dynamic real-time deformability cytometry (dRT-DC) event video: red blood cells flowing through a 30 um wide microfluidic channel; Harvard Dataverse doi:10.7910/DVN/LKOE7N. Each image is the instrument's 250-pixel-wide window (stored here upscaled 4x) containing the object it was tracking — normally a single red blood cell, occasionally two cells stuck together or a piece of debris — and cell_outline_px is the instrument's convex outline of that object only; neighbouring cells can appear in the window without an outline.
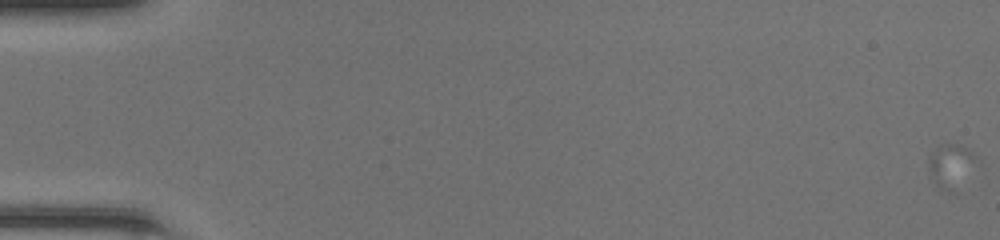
{"species": "common noctule bat (a hibernating species)", "species_latin": "Nyctalus noctula", "temperature_condition": "room temperature", "stored_images_in_passage": 1, "camera_frame_rate_fps": 3000, "um_per_image_px": 0.085, "animal": {"sex": "female", "body_mass_g": 20.0, "forearm_length_mm": 54.0}, "frame": {"image": 1, "passage_image": 1, "time_ms": 0.0, "image_size_px": [1000, 240], "cell_outline_px": [[980, 164], [956, 192], [952, 192], [940, 188], [928, 176], [928, 156], [940, 144], [960, 144], [968, 148], [980, 160]], "centroid_in_image_um": [80.88, 14.11], "position_along_channel_um": 4.1, "area_um2": 13.06}}